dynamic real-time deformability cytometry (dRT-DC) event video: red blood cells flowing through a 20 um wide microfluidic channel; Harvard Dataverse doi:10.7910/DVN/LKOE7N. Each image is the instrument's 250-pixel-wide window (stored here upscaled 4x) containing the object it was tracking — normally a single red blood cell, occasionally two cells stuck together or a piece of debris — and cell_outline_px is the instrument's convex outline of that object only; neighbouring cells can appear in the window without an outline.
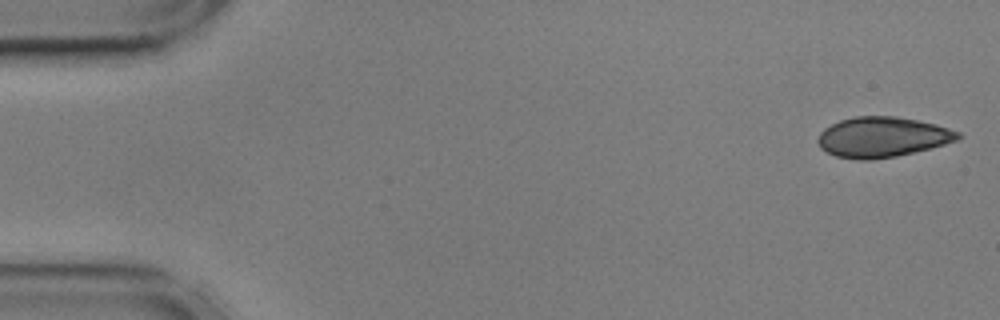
{"species": "common noctule bat (a hibernating species)", "species_latin": "Nyctalus noctula", "temperature_condition": "cold", "stored_images_in_passage": 5, "camera_frame_rate_fps": 3000, "um_per_image_px": 0.085, "animal": {"sex": "male", "body_mass_g": 17.9, "forearm_length_mm": 54.2}, "frame": {"image": 1, "passage_image": 1, "time_ms": 0.0, "image_size_px": [1000, 320], "cell_outline_px": [[964, 136], [956, 140], [944, 144], [896, 156], [872, 160], [860, 160], [836, 156], [820, 148], [816, 140], [820, 132], [824, 128], [840, 120], [856, 116], [896, 116], [936, 124], [960, 132]], "centroid_in_image_um": [74.98, 11.65], "position_along_channel_um": 10.0, "area_um2": 32.77}}